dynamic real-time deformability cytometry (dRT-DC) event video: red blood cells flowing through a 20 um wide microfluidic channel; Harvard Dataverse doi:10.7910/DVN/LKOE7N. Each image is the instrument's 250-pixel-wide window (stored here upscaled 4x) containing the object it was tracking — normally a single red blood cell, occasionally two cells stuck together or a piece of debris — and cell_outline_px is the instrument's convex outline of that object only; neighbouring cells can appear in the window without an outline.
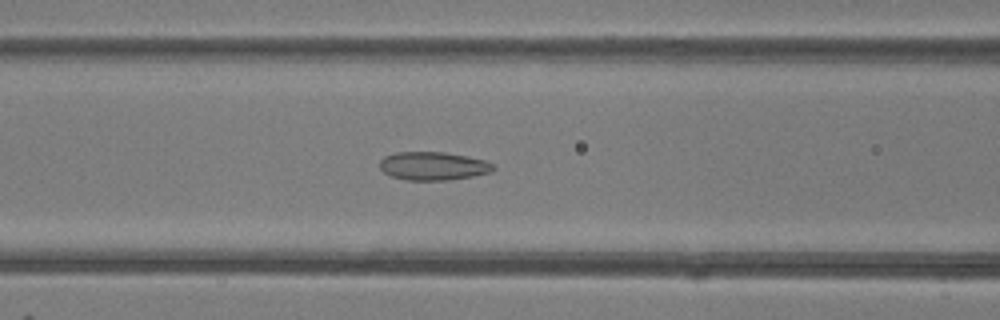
{"species": "common noctule bat (a hibernating species)", "species_latin": "Nyctalus noctula", "temperature_condition": "room temperature", "stored_images_in_passage": 41, "camera_frame_rate_fps": 3000, "um_per_image_px": 0.085, "animal": {"sex": "female"}, "frame": {"image": 1, "passage_image": 11, "time_ms": 3.333, "image_size_px": [1000, 320], "cell_outline_px": [[496, 168], [492, 172], [472, 176], [448, 180], [404, 180], [392, 176], [384, 172], [380, 168], [380, 160], [384, 156], [396, 152], [444, 152], [468, 156], [484, 160], [492, 164]], "centroid_in_image_um": [36.82, 14.11], "position_along_channel_um": 129.8, "area_um2": 18.79}}
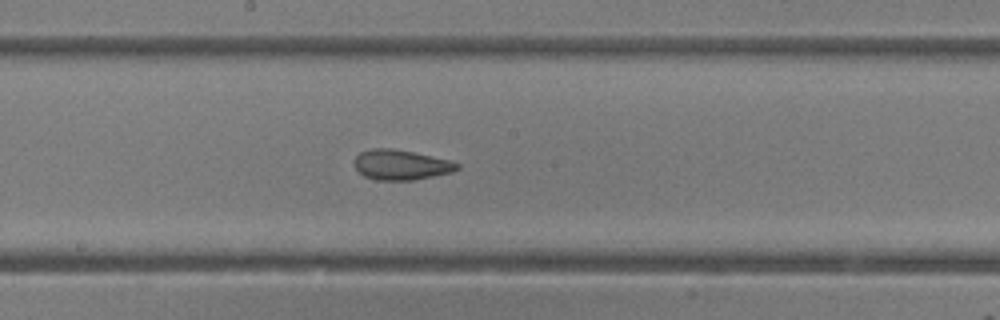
{"frame": {"image": 2, "passage_image": 17, "time_ms": 5.333, "image_size_px": [1000, 320], "cell_outline_px": [[460, 168], [452, 172], [412, 180], [376, 180], [364, 176], [352, 164], [356, 156], [360, 152], [372, 148], [392, 148], [452, 160], [460, 164]], "centroid_in_image_um": [34.08, 14.0], "position_along_channel_um": 214.1, "area_um2": 18.09}}
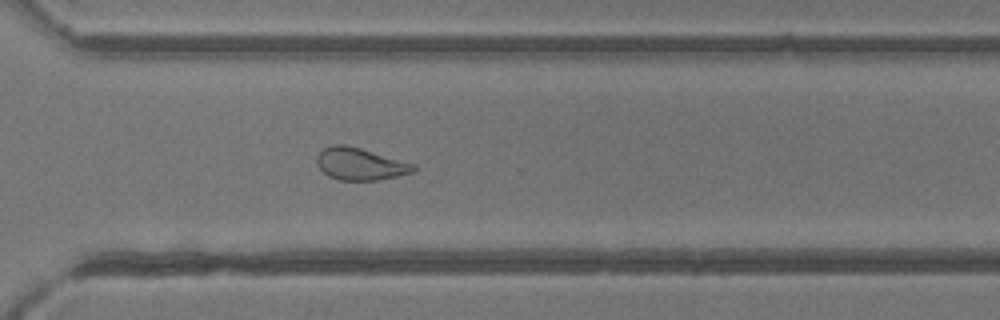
{"frame": {"image": 3, "passage_image": 26, "time_ms": 8.333, "image_size_px": [1000, 320], "cell_outline_px": [[416, 172], [376, 180], [340, 180], [328, 176], [316, 164], [316, 156], [324, 148], [332, 144], [344, 144], [360, 148], [416, 164]], "centroid_in_image_um": [30.62, 13.93], "position_along_channel_um": 340.0, "area_um2": 18.15}, "authors_computed_cell_mechanics": {"area_um2": 19.652, "velocity_mm_per_s": 4.2129, "shape_relaxation_time_tau1_ms": 9.1087, "shape_relaxation_time_tau2_ms": 2.1097, "deformation_change_tau1": 0.1814, "deformation_change_tau2": 0.0814}}